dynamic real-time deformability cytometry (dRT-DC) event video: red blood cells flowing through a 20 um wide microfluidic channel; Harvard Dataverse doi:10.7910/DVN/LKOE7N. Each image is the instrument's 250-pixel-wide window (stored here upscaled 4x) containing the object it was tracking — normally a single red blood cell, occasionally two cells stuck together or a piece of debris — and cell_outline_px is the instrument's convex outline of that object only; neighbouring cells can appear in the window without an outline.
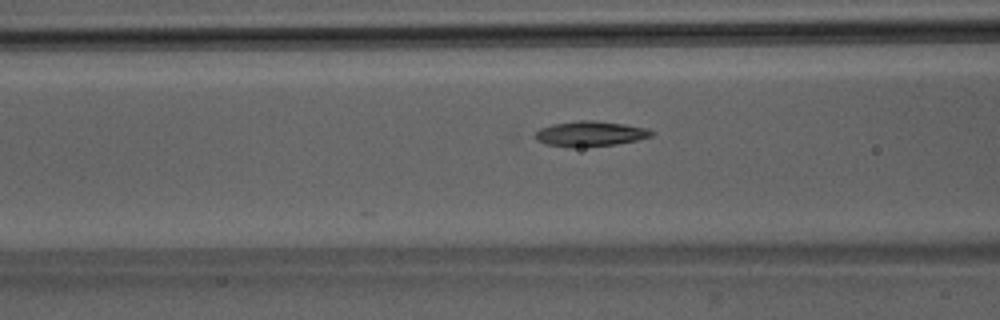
{"species": "Egyptian fruit bat (a non-hibernating species)", "species_latin": "Rousettus aegyptiacus", "temperature_condition": "room temperature", "stored_images_in_passage": 27, "camera_frame_rate_fps": 3000, "um_per_image_px": 0.085, "animal": {"sex": "male"}, "frame": {"image": 1, "passage_image": 5, "time_ms": 1.333, "image_size_px": [1000, 320], "cell_outline_px": [[656, 132], [652, 136], [636, 140], [616, 144], [572, 148], [568, 148], [544, 144], [528, 136], [532, 132], [540, 128], [552, 124], [576, 120], [592, 120], [624, 124], [648, 128]], "centroid_in_image_um": [50.06, 11.37], "position_along_channel_um": 116.5, "area_um2": 17.63}}
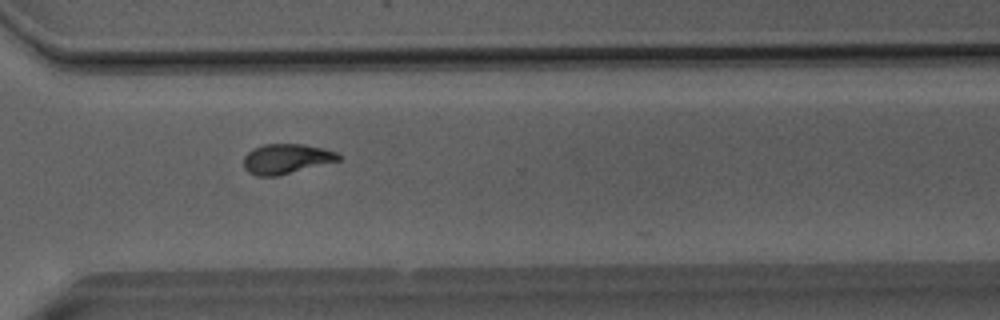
{"frame": {"image": 2, "passage_image": 22, "time_ms": 7.0, "image_size_px": [1000, 320], "cell_outline_px": [[340, 160], [276, 176], [256, 176], [248, 172], [244, 168], [244, 156], [252, 148], [264, 144], [300, 144], [324, 148], [336, 152], [340, 156]], "centroid_in_image_um": [24.3, 13.49], "position_along_channel_um": 346.3, "area_um2": 16.42}}
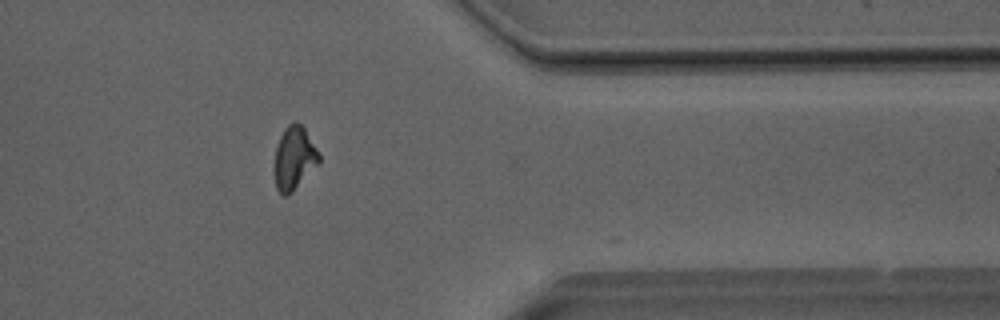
{"frame": {"image": 3, "passage_image": 26, "time_ms": 8.333, "image_size_px": [1000, 320], "cell_outline_px": [[320, 160], [292, 192], [288, 196], [284, 196], [276, 188], [276, 148], [280, 136], [284, 128], [288, 124], [296, 120], [304, 128], [316, 148], [320, 156]], "centroid_in_image_um": [25.0, 13.41], "position_along_channel_um": 386.4, "area_um2": 15.84}, "authors_computed_cell_mechanics": {"area_um2": 16.473, "velocity_mm_per_s": 4.0545, "shape_relaxation_time_tau1_ms": 4.9417, "shape_relaxation_time_tau2_ms": 3.9359, "deformation_change_tau1": 0.1714, "deformation_change_tau2": 0.1183}}